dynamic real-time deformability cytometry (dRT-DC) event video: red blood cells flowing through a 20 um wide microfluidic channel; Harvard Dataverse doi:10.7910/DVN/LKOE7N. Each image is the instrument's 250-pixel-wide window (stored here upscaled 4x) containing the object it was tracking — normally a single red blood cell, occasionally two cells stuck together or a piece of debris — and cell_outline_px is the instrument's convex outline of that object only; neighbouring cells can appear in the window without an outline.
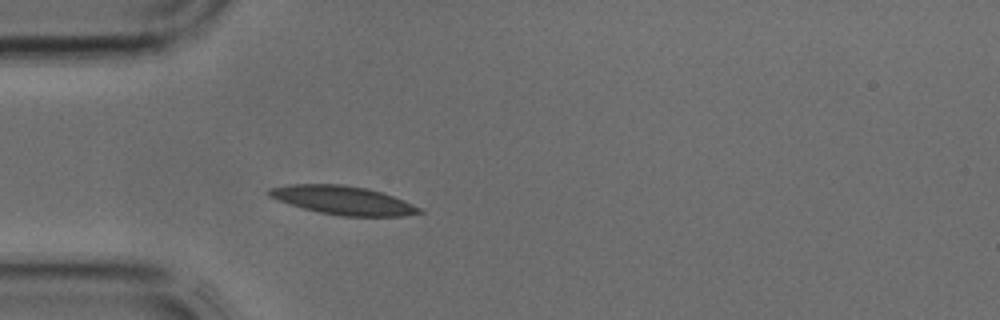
{"species": "common noctule bat (a hibernating species)", "species_latin": "Nyctalus noctula", "temperature_condition": "cold", "stored_images_in_passage": 2, "camera_frame_rate_fps": 3000, "um_per_image_px": 0.085, "animal": {"sex": "male", "body_mass_g": 17.9, "forearm_length_mm": 54.2}, "frame": {"image": 1, "passage_image": 2, "time_ms": 0.333, "image_size_px": [1000, 320], "cell_outline_px": [[424, 212], [404, 216], [344, 216], [320, 212], [288, 204], [268, 196], [264, 192], [268, 188], [288, 184], [344, 184], [368, 188], [404, 200], [424, 208]], "centroid_in_image_um": [29.15, 17.01], "position_along_channel_um": 55.9, "area_um2": 25.26}}